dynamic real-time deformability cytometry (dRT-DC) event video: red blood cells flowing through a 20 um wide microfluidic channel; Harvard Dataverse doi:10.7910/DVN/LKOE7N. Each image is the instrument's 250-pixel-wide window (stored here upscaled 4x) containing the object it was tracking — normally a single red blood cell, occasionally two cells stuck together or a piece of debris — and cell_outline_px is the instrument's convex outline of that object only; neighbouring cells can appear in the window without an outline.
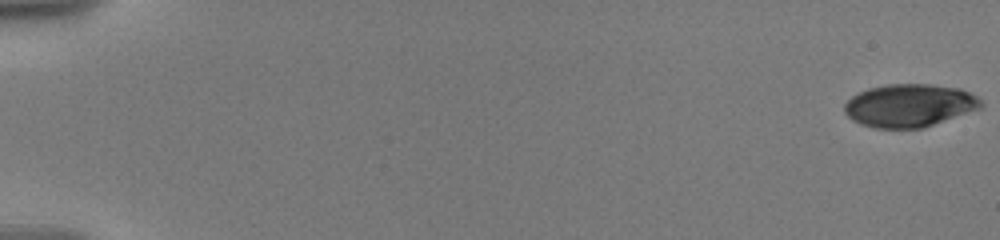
{"species": "human", "species_latin": "Homo sapiens", "temperature_condition": "warm", "stored_images_in_passage": 71, "camera_frame_rate_fps": 3000, "um_per_image_px": 0.085, "donor": {"sex": "male"}, "frame": {"image": 1, "passage_image": 1, "time_ms": 0.0, "image_size_px": [1000, 240], "cell_outline_px": [[984, 104], [980, 108], [920, 128], [876, 128], [860, 124], [852, 120], [844, 112], [844, 104], [852, 96], [868, 88], [888, 84], [928, 84], [960, 88], [976, 96]], "centroid_in_image_um": [77.26, 8.95], "position_along_channel_um": 7.7, "area_um2": 33.81}}
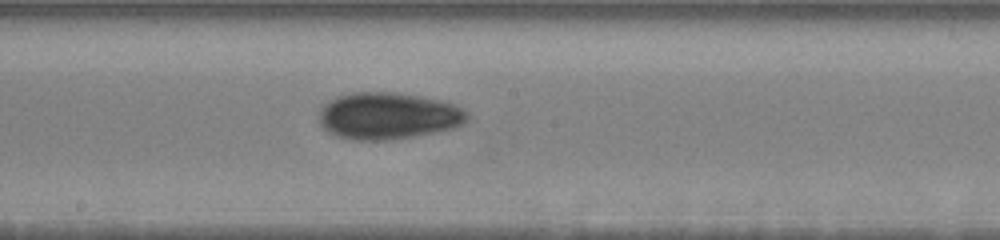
{"frame": {"image": 2, "passage_image": 41, "time_ms": 11.0, "image_size_px": [1000, 240], "cell_outline_px": [[468, 116], [460, 124], [452, 128], [412, 136], [388, 140], [352, 140], [332, 136], [320, 124], [320, 112], [328, 100], [336, 96], [352, 92], [396, 92], [440, 100], [456, 104], [464, 108], [468, 112]], "centroid_in_image_um": [32.95, 9.84], "position_along_channel_um": 215.3, "area_um2": 40.4}}
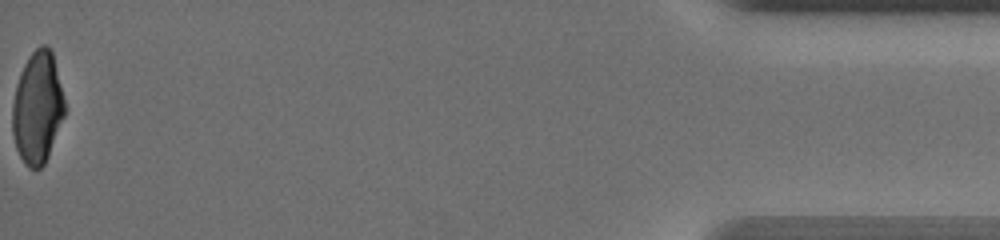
{"frame": {"image": 3, "passage_image": 71, "time_ms": 19.333, "image_size_px": [1000, 240], "cell_outline_px": [[64, 116], [48, 156], [44, 164], [40, 168], [28, 168], [24, 164], [16, 148], [12, 132], [12, 104], [16, 84], [20, 72], [28, 56], [40, 44], [44, 44], [52, 52], [64, 100]], "centroid_in_image_um": [3.16, 9.16], "position_along_channel_um": 432.0, "area_um2": 33.93}, "authors_computed_cell_mechanics": {"area_um2": 36.8186, "velocity_mm_per_s": 3.5862, "shape_relaxation_time_tau1_ms": 6.5876, "shape_relaxation_time_tau2_ms": 3.5309, "deformation_change_tau1": 0.2073, "deformation_change_tau2": 0.0731}}